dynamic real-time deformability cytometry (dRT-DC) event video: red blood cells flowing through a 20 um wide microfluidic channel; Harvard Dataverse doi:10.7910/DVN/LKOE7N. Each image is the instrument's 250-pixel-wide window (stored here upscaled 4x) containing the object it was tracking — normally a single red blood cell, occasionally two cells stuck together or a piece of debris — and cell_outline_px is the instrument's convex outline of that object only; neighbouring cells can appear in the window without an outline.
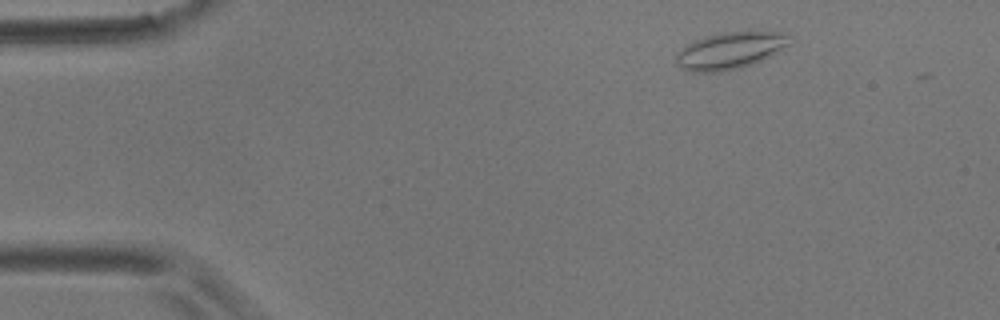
{"species": "common noctule bat (a hibernating species)", "species_latin": "Nyctalus noctula", "temperature_condition": "room temperature", "stored_images_in_passage": 5, "camera_frame_rate_fps": 3000, "um_per_image_px": 0.085, "animal": {"sex": "male", "body_mass_g": 17.9}, "frame": {"image": 1, "passage_image": 2, "time_ms": 1.333, "image_size_px": [1000, 320], "cell_outline_px": [[796, 40], [776, 52], [752, 64], [720, 72], [692, 72], [676, 64], [676, 52], [688, 44], [704, 36], [720, 32], [788, 32]], "centroid_in_image_um": [62.09, 4.28], "position_along_channel_um": 22.9, "area_um2": 24.33}}